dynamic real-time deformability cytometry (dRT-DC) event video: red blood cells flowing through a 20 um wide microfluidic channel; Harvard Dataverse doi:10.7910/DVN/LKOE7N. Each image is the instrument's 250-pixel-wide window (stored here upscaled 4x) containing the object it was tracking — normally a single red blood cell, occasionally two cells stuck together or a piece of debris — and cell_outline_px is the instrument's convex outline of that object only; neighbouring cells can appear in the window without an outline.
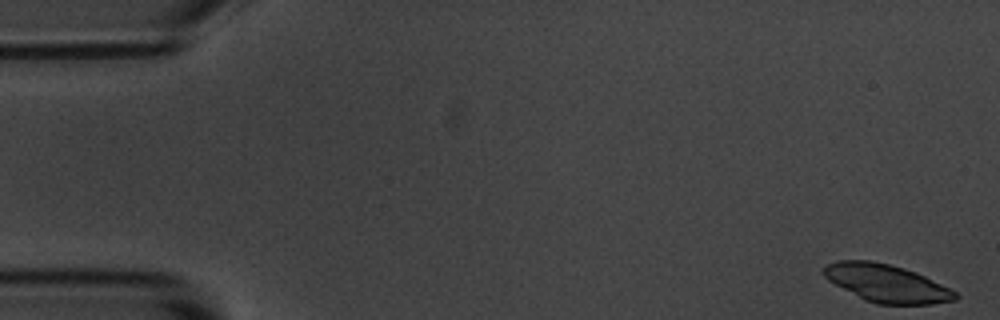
{"species": "common noctule bat (a hibernating species)", "species_latin": "Nyctalus noctula", "temperature_condition": "room temperature", "stored_images_in_passage": 54, "camera_frame_rate_fps": 3000, "um_per_image_px": 0.085, "animal": {"sex": "male", "body_mass_g": 20.1, "forearm_length_mm": 53.5}, "frame": {"image": 1, "passage_image": 1, "time_ms": 0.0, "image_size_px": [1000, 320], "cell_outline_px": [[960, 296], [956, 300], [932, 304], [876, 304], [864, 300], [828, 280], [824, 276], [824, 268], [828, 264], [836, 260], [872, 260], [904, 268], [916, 272], [956, 292]], "centroid_in_image_um": [75.36, 24.08], "position_along_channel_um": 9.6, "area_um2": 28.73}}